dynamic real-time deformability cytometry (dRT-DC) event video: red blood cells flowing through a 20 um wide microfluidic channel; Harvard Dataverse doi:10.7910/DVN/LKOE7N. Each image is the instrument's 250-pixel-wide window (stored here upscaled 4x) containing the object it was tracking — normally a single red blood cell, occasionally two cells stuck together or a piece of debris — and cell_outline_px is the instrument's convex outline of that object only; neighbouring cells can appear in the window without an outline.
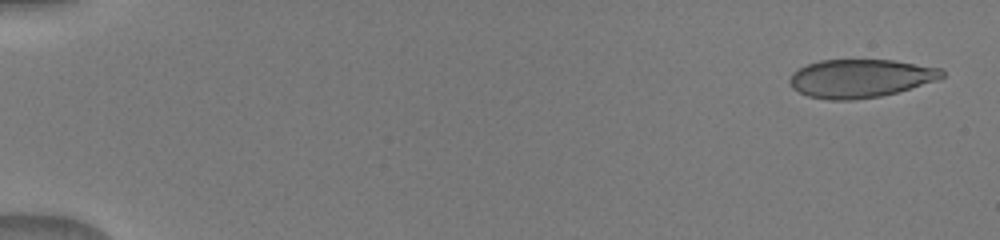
{"species": "human", "species_latin": "Homo sapiens", "temperature_condition": "warm", "stored_images_in_passage": 6, "camera_frame_rate_fps": 3000, "um_per_image_px": 0.085, "donor": {"sex": "male"}, "frame": {"image": 1, "passage_image": 1, "time_ms": 0.0, "image_size_px": [1000, 240], "cell_outline_px": [[944, 76], [940, 80], [896, 92], [880, 96], [852, 100], [828, 100], [808, 96], [792, 88], [788, 80], [792, 72], [808, 64], [820, 60], [892, 60], [940, 68], [944, 72]], "centroid_in_image_um": [73.12, 6.66], "position_along_channel_um": 11.9, "area_um2": 33.99}}
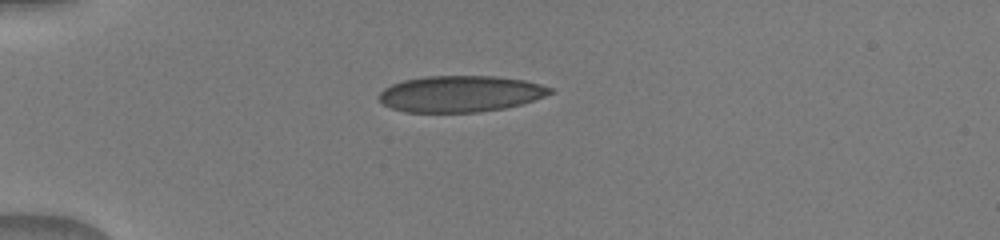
{"frame": {"image": 2, "passage_image": 5, "time_ms": 4.0, "image_size_px": [1000, 240], "cell_outline_px": [[552, 92], [544, 96], [520, 104], [504, 108], [480, 112], [404, 112], [392, 108], [384, 104], [376, 96], [384, 88], [392, 84], [404, 80], [424, 76], [496, 76], [524, 80], [540, 84], [552, 88]], "centroid_in_image_um": [39.09, 7.97], "position_along_channel_um": 45.9, "area_um2": 36.13}}